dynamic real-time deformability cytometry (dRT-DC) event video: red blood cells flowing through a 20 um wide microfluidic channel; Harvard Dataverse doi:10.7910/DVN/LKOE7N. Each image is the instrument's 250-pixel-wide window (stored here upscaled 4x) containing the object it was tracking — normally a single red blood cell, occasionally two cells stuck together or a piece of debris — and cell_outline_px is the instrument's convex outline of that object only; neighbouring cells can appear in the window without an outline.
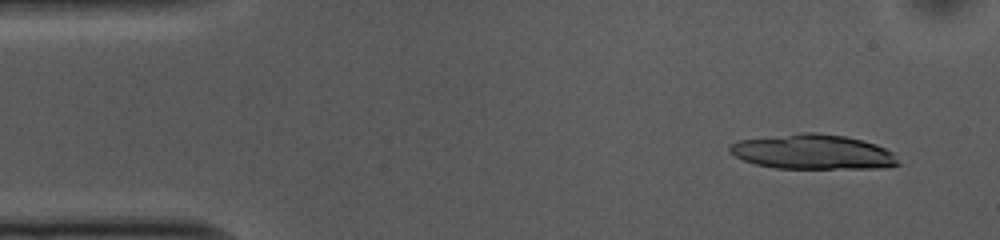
{"species": "common noctule bat (a hibernating species)", "species_latin": "Nyctalus noctula", "temperature_condition": "cold", "stored_images_in_passage": 18, "camera_frame_rate_fps": 3000, "um_per_image_px": 0.085, "animal": {"sex": "female", "body_mass_g": 10.0, "forearm_length_mm": 53.1}, "frame": {"image": 1, "passage_image": 1, "time_ms": 0.0, "image_size_px": [1000, 240], "cell_outline_px": [[900, 164], [888, 168], [776, 168], [756, 164], [744, 160], [728, 152], [728, 148], [732, 144], [740, 140], [804, 132], [816, 132], [848, 136], [876, 144], [892, 152]], "centroid_in_image_um": [69.12, 12.91], "position_along_channel_um": 15.9, "area_um2": 34.1}}